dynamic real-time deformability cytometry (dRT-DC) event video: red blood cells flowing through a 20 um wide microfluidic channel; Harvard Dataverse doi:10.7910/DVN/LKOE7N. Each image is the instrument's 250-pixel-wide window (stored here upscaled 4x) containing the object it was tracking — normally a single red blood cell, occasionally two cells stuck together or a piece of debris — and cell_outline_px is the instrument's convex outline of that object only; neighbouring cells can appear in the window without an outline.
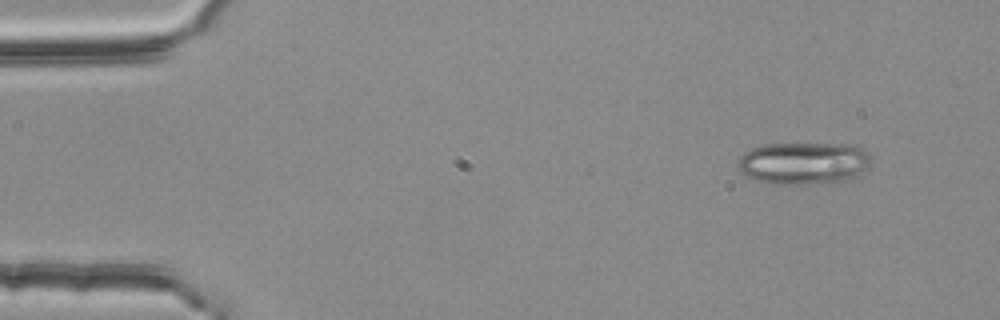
{"species": "common noctule bat (a hibernating species)", "species_latin": "Nyctalus noctula", "temperature_condition": "room temperature", "stored_images_in_passage": 3, "camera_frame_rate_fps": 3000, "um_per_image_px": 0.085, "animal": {"sex": "female", "body_mass_g": 25.1}, "frame": {"image": 1, "passage_image": 3, "time_ms": 0.667, "image_size_px": [1000, 320], "cell_outline_px": [[872, 164], [864, 172], [840, 184], [776, 184], [756, 180], [744, 176], [736, 168], [736, 164], [740, 156], [744, 152], [752, 148], [764, 144], [856, 144], [868, 152], [872, 156]], "centroid_in_image_um": [68.36, 13.88], "position_along_channel_um": 16.6, "area_um2": 33.93}}